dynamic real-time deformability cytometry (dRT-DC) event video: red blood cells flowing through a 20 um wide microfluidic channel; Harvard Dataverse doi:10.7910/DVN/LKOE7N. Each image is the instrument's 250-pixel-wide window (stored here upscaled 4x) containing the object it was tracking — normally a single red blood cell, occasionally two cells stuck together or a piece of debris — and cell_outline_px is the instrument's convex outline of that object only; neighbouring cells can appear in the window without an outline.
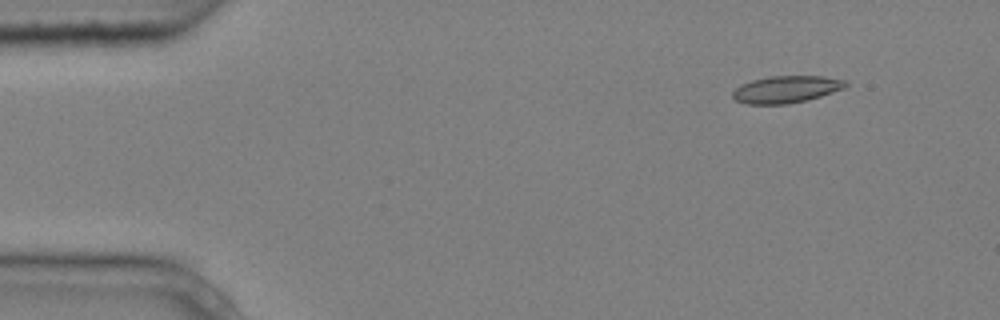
{"species": "common noctule bat (a hibernating species)", "species_latin": "Nyctalus noctula", "temperature_condition": "cold", "stored_images_in_passage": 8, "camera_frame_rate_fps": 3000, "um_per_image_px": 0.085, "animal": {"sex": "male", "body_mass_g": 20.4}, "frame": {"image": 1, "passage_image": 2, "time_ms": 0.333, "image_size_px": [1000, 320], "cell_outline_px": [[848, 84], [844, 88], [808, 100], [788, 104], [748, 104], [736, 100], [732, 96], [732, 92], [740, 84], [752, 80], [768, 76], [824, 76], [848, 80]], "centroid_in_image_um": [66.84, 7.58], "position_along_channel_um": 18.2, "area_um2": 17.92}}
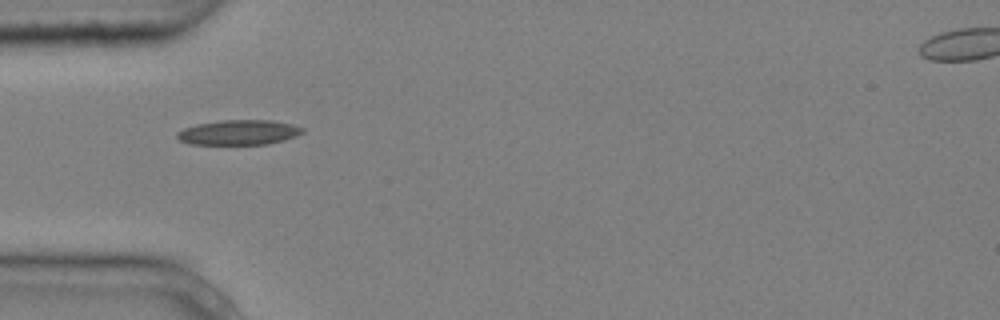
{"frame": {"image": 2, "passage_image": 5, "time_ms": 1.333, "image_size_px": [1000, 320], "cell_outline_px": [[304, 132], [296, 136], [284, 140], [268, 144], [188, 144], [180, 140], [176, 136], [176, 132], [184, 128], [196, 124], [224, 120], [272, 120], [292, 124], [304, 128]], "centroid_in_image_um": [20.3, 11.25], "position_along_channel_um": 64.7, "area_um2": 18.26}}
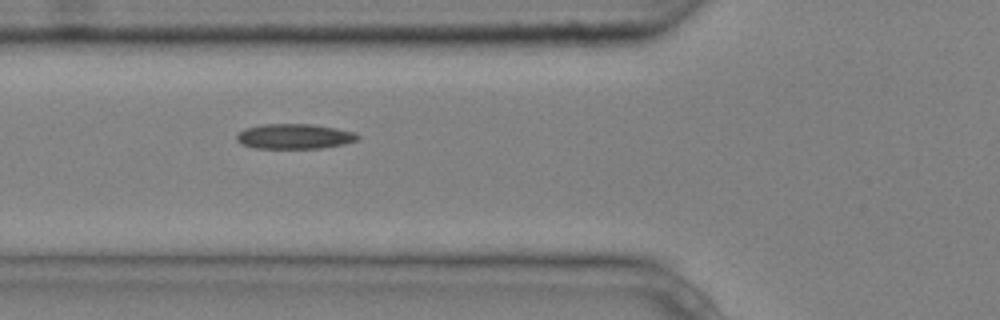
{"frame": {"image": 3, "passage_image": 6, "time_ms": 1.667, "image_size_px": [1000, 320], "cell_outline_px": [[360, 140], [344, 144], [324, 148], [256, 148], [240, 144], [236, 140], [236, 136], [244, 128], [264, 124], [312, 124], [336, 128], [356, 132], [360, 136]], "centroid_in_image_um": [25.06, 11.59], "position_along_channel_um": 100.7, "area_um2": 17.86}}